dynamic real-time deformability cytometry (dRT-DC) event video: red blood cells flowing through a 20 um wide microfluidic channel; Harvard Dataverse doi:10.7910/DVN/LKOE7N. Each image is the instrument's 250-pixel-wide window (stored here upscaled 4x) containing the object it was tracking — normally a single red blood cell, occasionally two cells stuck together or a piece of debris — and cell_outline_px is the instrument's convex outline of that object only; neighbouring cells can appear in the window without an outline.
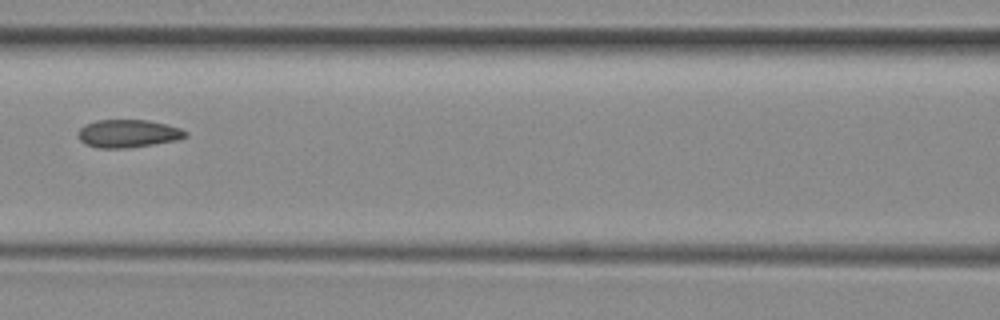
{"species": "common noctule bat (a hibernating species)", "species_latin": "Nyctalus noctula", "temperature_condition": "room temperature", "stored_images_in_passage": 8, "camera_frame_rate_fps": 3000, "um_per_image_px": 0.085, "animal": {"sex": "female", "body_mass_g": 29.2, "forearm_length_mm": 56.3}, "frame": {"image": 1, "passage_image": 7, "time_ms": 8.0, "image_size_px": [1000, 320], "cell_outline_px": [[188, 136], [180, 140], [128, 148], [96, 148], [84, 144], [80, 140], [80, 128], [84, 124], [96, 120], [148, 120], [180, 128], [188, 132]], "centroid_in_image_um": [10.91, 11.36], "position_along_channel_um": 155.7, "area_um2": 17.57}}
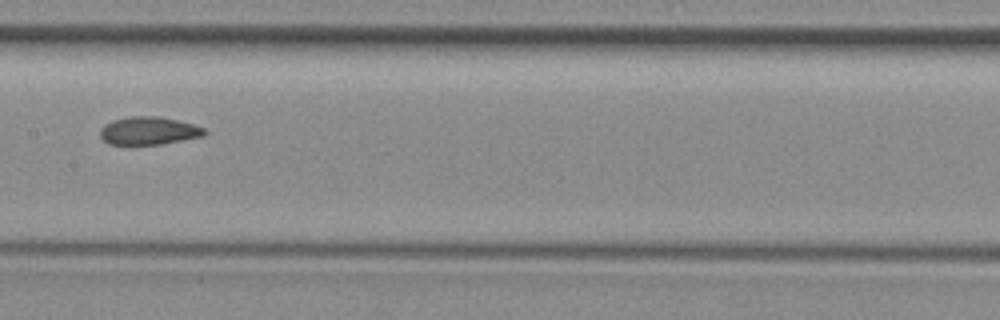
{"frame": {"image": 2, "passage_image": 8, "time_ms": 9.0, "image_size_px": [1000, 320], "cell_outline_px": [[208, 132], [204, 136], [160, 144], [108, 144], [100, 136], [100, 128], [104, 124], [112, 120], [132, 116], [160, 116], [196, 124], [204, 128]], "centroid_in_image_um": [12.66, 11.1], "position_along_channel_um": 194.7, "area_um2": 17.11}}